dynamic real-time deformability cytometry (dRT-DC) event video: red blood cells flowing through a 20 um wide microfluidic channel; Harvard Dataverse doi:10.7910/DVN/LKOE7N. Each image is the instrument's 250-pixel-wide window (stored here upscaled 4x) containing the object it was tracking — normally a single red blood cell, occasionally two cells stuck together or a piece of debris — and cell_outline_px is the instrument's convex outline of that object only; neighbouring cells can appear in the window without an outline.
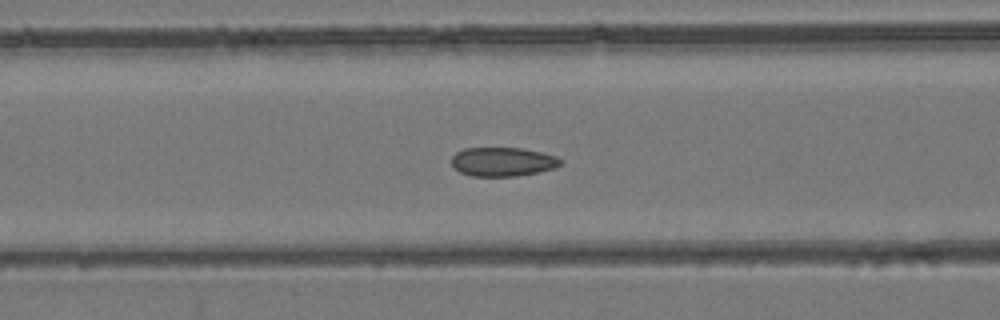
{"species": "common noctule bat (a hibernating species)", "species_latin": "Nyctalus noctula", "temperature_condition": "room temperature", "stored_images_in_passage": 53, "camera_frame_rate_fps": 3000, "um_per_image_px": 0.085, "animal": {"sex": "female", "body_mass_g": 24.6, "forearm_length_mm": 56.2}, "frame": {"image": 1, "passage_image": 23, "time_ms": 7.333, "image_size_px": [1000, 320], "cell_outline_px": [[564, 164], [556, 168], [540, 172], [516, 176], [472, 176], [460, 172], [452, 168], [452, 156], [456, 152], [464, 148], [520, 148], [540, 152], [556, 156], [564, 160]], "centroid_in_image_um": [42.76, 13.75], "position_along_channel_um": 123.8, "area_um2": 18.67}}
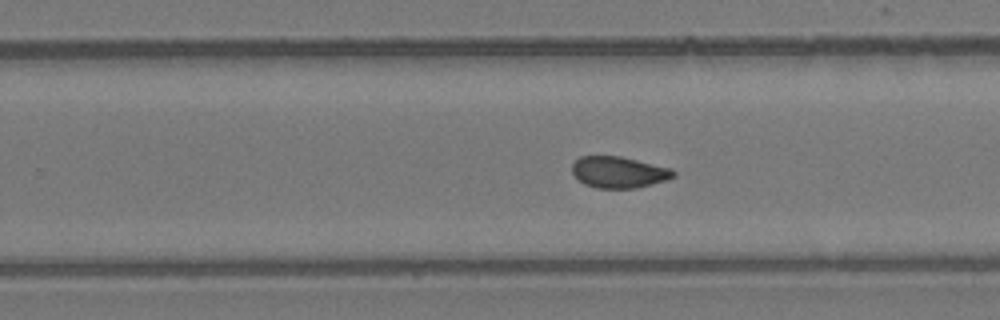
{"frame": {"image": 2, "passage_image": 35, "time_ms": 11.333, "image_size_px": [1000, 320], "cell_outline_px": [[676, 176], [668, 180], [636, 188], [596, 188], [584, 184], [572, 172], [572, 164], [580, 156], [620, 156], [672, 168], [676, 172]], "centroid_in_image_um": [52.63, 14.64], "position_along_channel_um": 277.2, "area_um2": 18.61}}
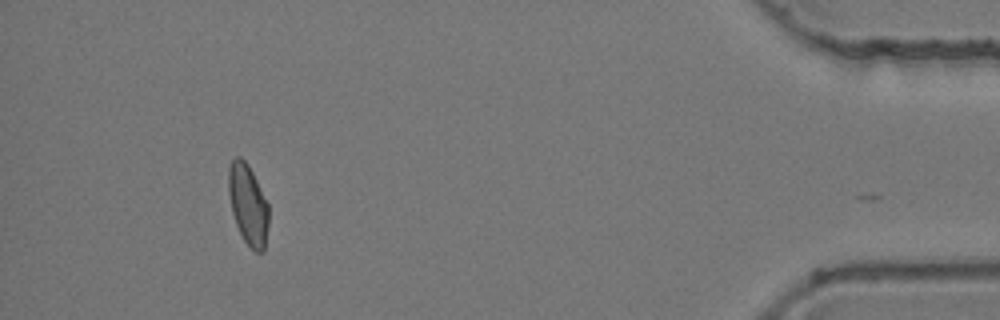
{"frame": {"image": 3, "passage_image": 51, "time_ms": 16.667, "image_size_px": [1000, 320], "cell_outline_px": [[268, 224], [264, 252], [256, 252], [244, 240], [236, 224], [232, 212], [228, 192], [228, 168], [232, 160], [236, 156], [240, 156], [248, 164], [268, 204]], "centroid_in_image_um": [21.07, 17.37], "position_along_channel_um": 414.1, "area_um2": 18.67}, "authors_computed_cell_mechanics": {"area_um2": 19.1318, "velocity_mm_per_s": 3.8385, "shape_relaxation_time_tau1_ms": null, "shape_relaxation_time_tau2_ms": 1.0473, "deformation_change_tau1": null, "deformation_change_tau2": 0.0586}}